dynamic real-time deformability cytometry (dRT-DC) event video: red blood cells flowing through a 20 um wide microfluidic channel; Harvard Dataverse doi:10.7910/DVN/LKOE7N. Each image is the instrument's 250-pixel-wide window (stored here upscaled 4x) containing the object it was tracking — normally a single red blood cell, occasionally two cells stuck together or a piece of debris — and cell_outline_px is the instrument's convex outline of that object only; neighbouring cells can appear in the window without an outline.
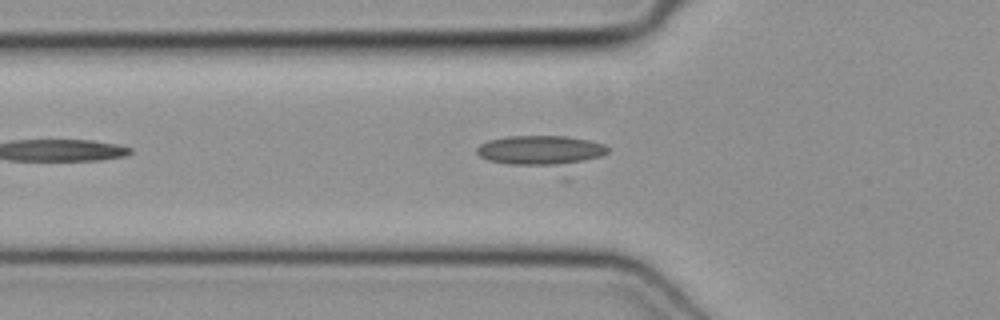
{"species": "common noctule bat (a hibernating species)", "species_latin": "Nyctalus noctula", "temperature_condition": "cold", "stored_images_in_passage": 35, "camera_frame_rate_fps": 3000, "um_per_image_px": 0.085, "animal": {"sex": "female", "body_mass_g": 19.3, "forearm_length_mm": 54.1}, "frame": {"image": 1, "passage_image": 12, "time_ms": 3.667, "image_size_px": [1000, 320], "cell_outline_px": [[608, 152], [568, 180], [560, 180], [488, 160], [480, 156], [476, 152], [476, 148], [480, 144], [488, 140], [508, 136], [564, 136], [588, 140], [604, 144], [608, 148]], "centroid_in_image_um": [46.21, 13.1], "position_along_channel_um": 79.6, "area_um2": 28.44}}
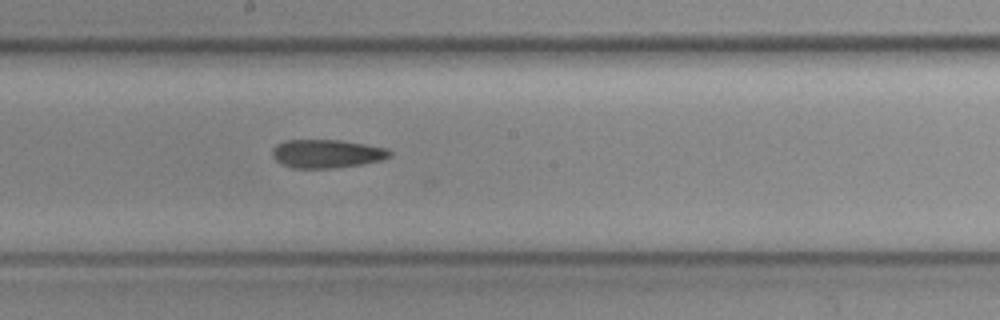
{"frame": {"image": 2, "passage_image": 22, "time_ms": 7.0, "image_size_px": [1000, 320], "cell_outline_px": [[392, 156], [380, 160], [360, 164], [332, 168], [292, 168], [276, 160], [272, 156], [272, 152], [276, 144], [288, 140], [340, 140], [388, 148], [392, 152]], "centroid_in_image_um": [27.79, 13.06], "position_along_channel_um": 220.4, "area_um2": 19.31}}
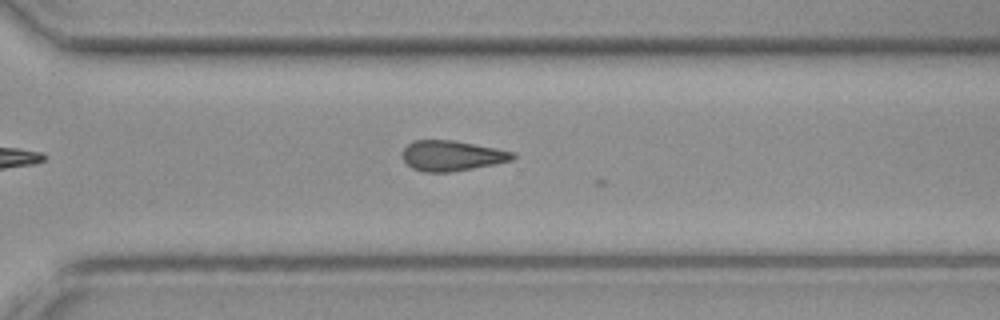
{"frame": {"image": 3, "passage_image": 30, "time_ms": 9.667, "image_size_px": [1000, 320], "cell_outline_px": [[516, 156], [512, 160], [496, 164], [452, 172], [424, 172], [412, 168], [404, 160], [404, 148], [412, 140], [452, 140], [512, 152]], "centroid_in_image_um": [38.39, 13.25], "position_along_channel_um": 332.2, "area_um2": 19.19}}